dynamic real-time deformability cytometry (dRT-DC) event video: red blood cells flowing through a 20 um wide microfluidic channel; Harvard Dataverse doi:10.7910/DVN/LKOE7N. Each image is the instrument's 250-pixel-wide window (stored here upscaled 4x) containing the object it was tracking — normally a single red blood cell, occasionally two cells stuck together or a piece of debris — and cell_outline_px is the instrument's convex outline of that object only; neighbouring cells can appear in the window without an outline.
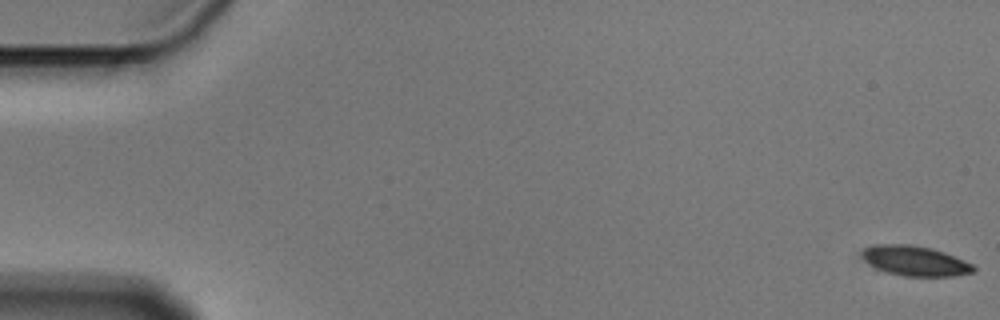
{"species": "Egyptian fruit bat (a non-hibernating species)", "species_latin": "Rousettus aegyptiacus", "temperature_condition": "cold", "stored_images_in_passage": 6, "camera_frame_rate_fps": 3000, "um_per_image_px": 0.085, "animal": {"sex": "male"}, "frame": {"image": 1, "passage_image": 1, "time_ms": 0.0, "image_size_px": [1000, 320], "cell_outline_px": [[976, 268], [972, 272], [952, 276], [904, 276], [884, 272], [876, 268], [864, 260], [864, 248], [872, 244], [908, 244], [932, 248], [944, 252], [964, 260], [972, 264]], "centroid_in_image_um": [77.77, 22.17], "position_along_channel_um": 7.2, "area_um2": 19.36}}
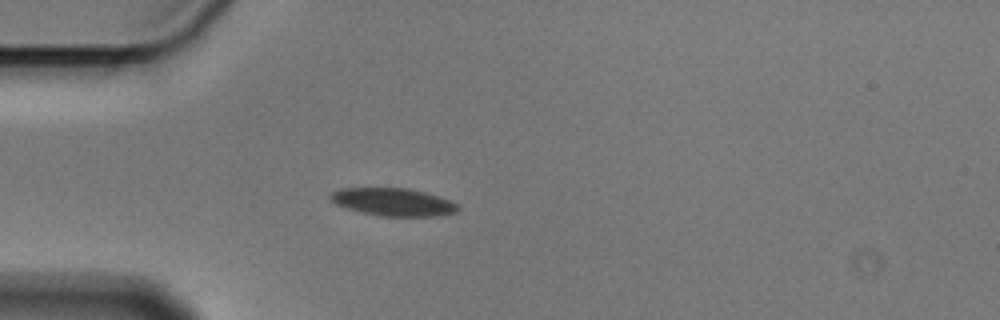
{"frame": {"image": 2, "passage_image": 5, "time_ms": 1.333, "image_size_px": [1000, 320], "cell_outline_px": [[460, 208], [456, 212], [436, 216], [380, 216], [360, 212], [336, 204], [328, 196], [332, 192], [340, 188], [408, 188], [440, 196], [460, 204]], "centroid_in_image_um": [33.45, 17.17], "position_along_channel_um": 51.5, "area_um2": 20.69}}